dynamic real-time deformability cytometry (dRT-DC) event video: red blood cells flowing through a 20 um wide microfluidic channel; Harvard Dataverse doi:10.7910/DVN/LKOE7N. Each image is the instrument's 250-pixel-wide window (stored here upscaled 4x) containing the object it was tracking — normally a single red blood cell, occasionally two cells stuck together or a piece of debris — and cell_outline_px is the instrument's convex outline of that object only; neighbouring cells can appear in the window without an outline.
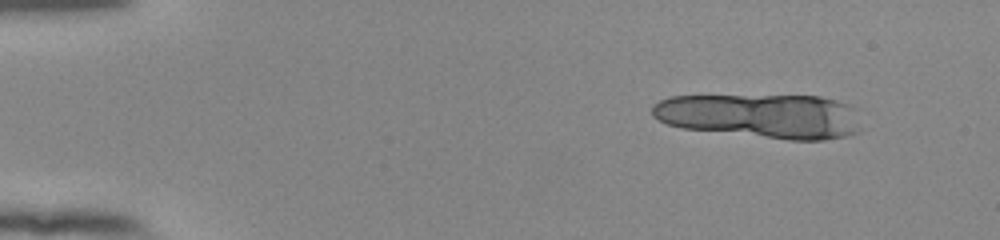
{"species": "human", "species_latin": "Homo sapiens", "temperature_condition": "room temperature", "stored_images_in_passage": 10, "camera_frame_rate_fps": 3000, "um_per_image_px": 0.085, "donor": {"sex": "female"}, "frame": {"image": 1, "passage_image": 1, "time_ms": 0.0, "image_size_px": [1000, 240], "cell_outline_px": [[860, 132], [844, 136], [824, 140], [788, 140], [680, 128], [668, 124], [652, 116], [652, 104], [668, 96], [820, 96], [836, 100], [848, 104], [856, 108], [860, 128]], "centroid_in_image_um": [64.7, 9.86], "position_along_channel_um": 20.3, "area_um2": 54.51}}